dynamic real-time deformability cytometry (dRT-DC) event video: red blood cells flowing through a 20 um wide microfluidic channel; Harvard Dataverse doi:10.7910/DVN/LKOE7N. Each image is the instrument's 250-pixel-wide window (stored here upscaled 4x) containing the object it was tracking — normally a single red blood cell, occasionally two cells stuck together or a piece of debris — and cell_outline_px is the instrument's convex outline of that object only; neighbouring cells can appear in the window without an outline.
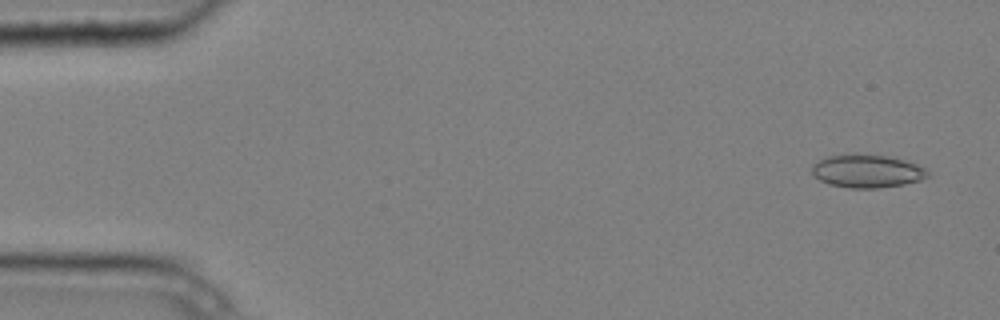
{"species": "common noctule bat (a hibernating species)", "species_latin": "Nyctalus noctula", "temperature_condition": "cold", "stored_images_in_passage": 4, "camera_frame_rate_fps": 3000, "um_per_image_px": 0.085, "animal": {"sex": "male", "body_mass_g": 20.4}, "frame": {"image": 1, "passage_image": 1, "time_ms": 0.0, "image_size_px": [1000, 320], "cell_outline_px": [[928, 176], [920, 180], [904, 184], [876, 188], [848, 188], [828, 184], [820, 180], [812, 172], [812, 164], [828, 156], [844, 152], [856, 152], [896, 156], [916, 164], [924, 168], [928, 172]], "centroid_in_image_um": [73.68, 14.5], "position_along_channel_um": 11.3, "area_um2": 22.95}}
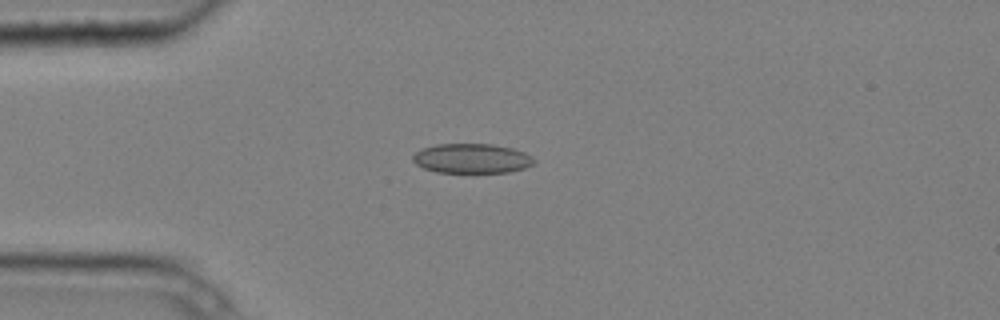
{"frame": {"image": 2, "passage_image": 4, "time_ms": 1.0, "image_size_px": [1000, 320], "cell_outline_px": [[536, 164], [524, 168], [508, 172], [436, 172], [424, 168], [416, 164], [412, 160], [412, 156], [420, 148], [436, 144], [492, 144], [512, 148], [524, 152], [532, 156], [536, 160]], "centroid_in_image_um": [40.11, 13.46], "position_along_channel_um": 44.9, "area_um2": 21.04}}